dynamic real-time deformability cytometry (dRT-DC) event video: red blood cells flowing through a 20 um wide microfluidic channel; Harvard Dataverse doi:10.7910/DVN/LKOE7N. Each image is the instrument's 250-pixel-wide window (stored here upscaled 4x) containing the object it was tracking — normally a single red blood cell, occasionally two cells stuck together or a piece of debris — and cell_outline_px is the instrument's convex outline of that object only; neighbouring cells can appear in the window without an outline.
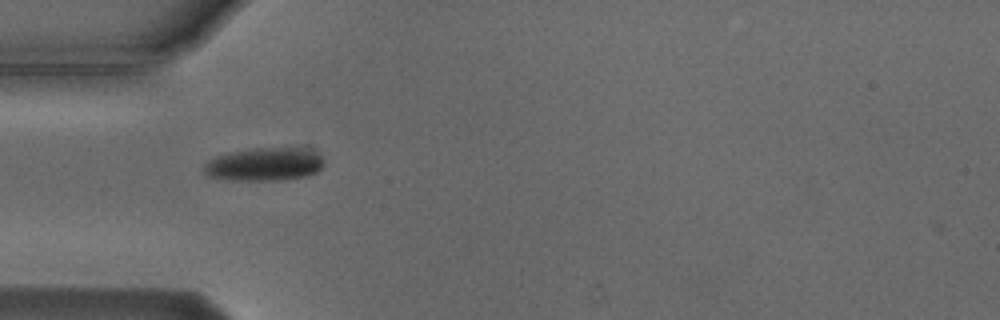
{"species": "Egyptian fruit bat (a non-hibernating species)", "species_latin": "Rousettus aegyptiacus", "temperature_condition": "cold", "stored_images_in_passage": 2, "camera_frame_rate_fps": 3000, "um_per_image_px": 0.085, "animal": {"sex": "male"}, "frame": {"image": 1, "passage_image": 1, "time_ms": 0.0, "image_size_px": [1000, 320], "cell_outline_px": [[324, 164], [316, 172], [308, 176], [284, 180], [228, 180], [208, 176], [204, 172], [204, 164], [208, 160], [216, 156], [232, 152], [252, 148], [312, 148], [324, 160]], "centroid_in_image_um": [22.5, 13.96], "position_along_channel_um": 62.5, "area_um2": 23.41}}
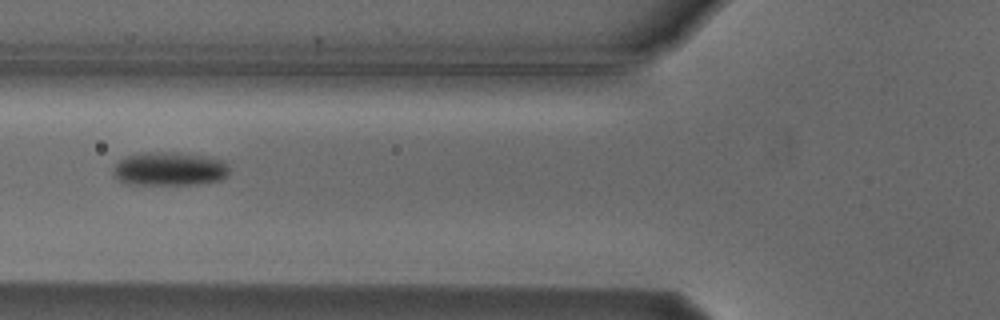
{"frame": {"image": 2, "passage_image": 2, "time_ms": 1.333, "image_size_px": [1000, 320], "cell_outline_px": [[228, 176], [220, 180], [196, 184], [128, 184], [120, 180], [112, 172], [112, 168], [124, 156], [140, 152], [176, 152], [224, 160], [228, 164]], "centroid_in_image_um": [14.39, 14.35], "position_along_channel_um": 111.4, "area_um2": 22.77}}